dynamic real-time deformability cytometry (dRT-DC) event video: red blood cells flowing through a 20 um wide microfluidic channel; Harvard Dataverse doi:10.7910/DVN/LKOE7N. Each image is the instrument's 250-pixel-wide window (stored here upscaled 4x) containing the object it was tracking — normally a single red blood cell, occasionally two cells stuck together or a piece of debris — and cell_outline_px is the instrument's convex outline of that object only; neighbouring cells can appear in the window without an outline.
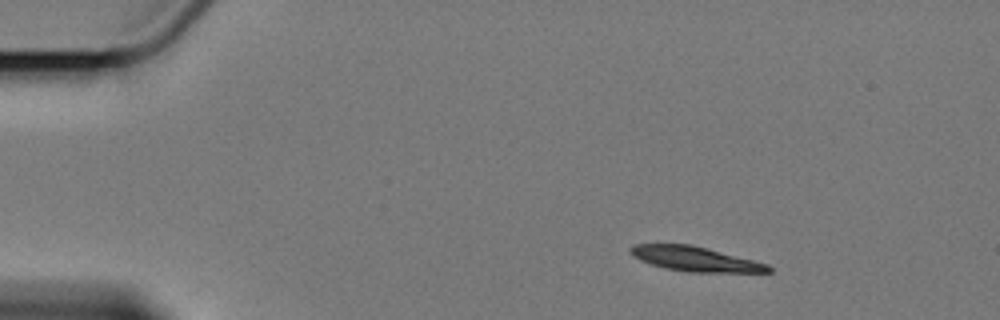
{"species": "Egyptian fruit bat (a non-hibernating species)", "species_latin": "Rousettus aegyptiacus", "temperature_condition": "cold", "stored_images_in_passage": 9, "camera_frame_rate_fps": 3000, "um_per_image_px": 0.085, "animal": {"sex": "female"}, "frame": {"image": 1, "passage_image": 1, "time_ms": 0.0, "image_size_px": [1000, 320], "cell_outline_px": [[772, 272], [688, 272], [664, 268], [640, 260], [632, 256], [628, 248], [636, 244], [692, 244], [768, 264], [772, 268]], "centroid_in_image_um": [59.07, 22.01], "position_along_channel_um": 25.9, "area_um2": 19.77}}
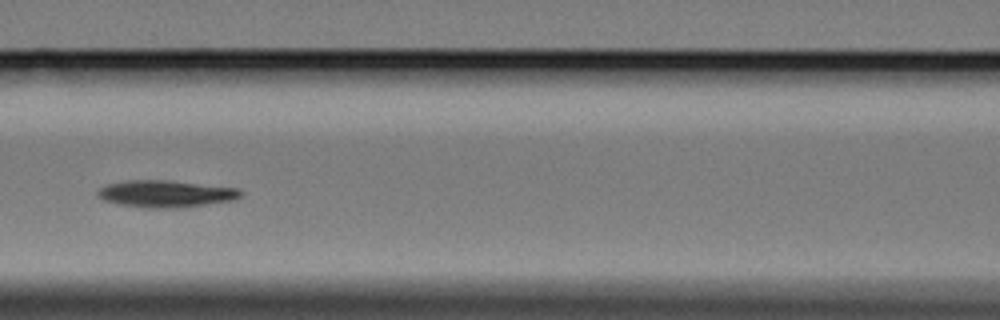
{"frame": {"image": 2, "passage_image": 6, "time_ms": 6.0, "image_size_px": [1000, 320], "cell_outline_px": [[244, 192], [236, 200], [180, 208], [144, 208], [120, 204], [104, 200], [96, 196], [96, 192], [100, 188], [108, 184], [128, 180], [168, 180], [240, 188]], "centroid_in_image_um": [14.13, 16.47], "position_along_channel_um": 152.5, "area_um2": 22.72}}
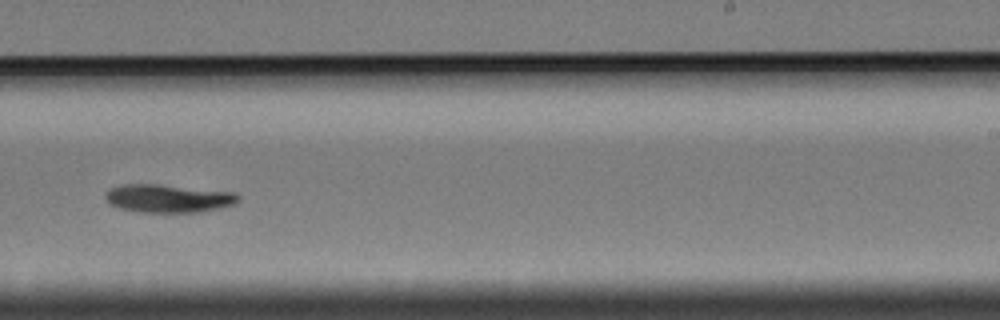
{"frame": {"image": 3, "passage_image": 9, "time_ms": 9.667, "image_size_px": [1000, 320], "cell_outline_px": [[240, 200], [236, 204], [200, 212], [140, 212], [120, 208], [108, 204], [104, 196], [112, 188], [124, 184], [160, 184], [236, 192], [240, 196]], "centroid_in_image_um": [14.34, 16.86], "position_along_channel_um": 274.7, "area_um2": 21.91}}